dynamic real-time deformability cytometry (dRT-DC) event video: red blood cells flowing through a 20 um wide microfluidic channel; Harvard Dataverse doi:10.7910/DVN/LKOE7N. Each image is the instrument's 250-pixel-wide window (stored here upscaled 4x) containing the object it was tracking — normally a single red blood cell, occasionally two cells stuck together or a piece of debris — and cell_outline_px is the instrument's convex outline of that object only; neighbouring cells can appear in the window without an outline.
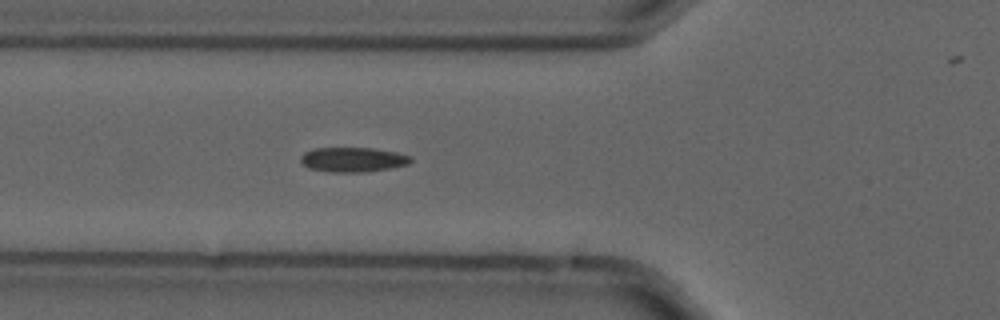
{"species": "common noctule bat (a hibernating species)", "species_latin": "Nyctalus noctula", "temperature_condition": "cold", "stored_images_in_passage": 3, "camera_frame_rate_fps": 3000, "um_per_image_px": 0.085, "animal": {"sex": "male", "forearm_length_mm": 52.5}, "frame": {"image": 1, "passage_image": 3, "time_ms": 0.667, "image_size_px": [1000, 320], "cell_outline_px": [[412, 160], [408, 164], [392, 168], [364, 172], [332, 172], [308, 168], [300, 160], [300, 156], [304, 152], [312, 148], [372, 148], [396, 152], [412, 156]], "centroid_in_image_um": [30.0, 13.56], "position_along_channel_um": 95.8, "area_um2": 15.9}}